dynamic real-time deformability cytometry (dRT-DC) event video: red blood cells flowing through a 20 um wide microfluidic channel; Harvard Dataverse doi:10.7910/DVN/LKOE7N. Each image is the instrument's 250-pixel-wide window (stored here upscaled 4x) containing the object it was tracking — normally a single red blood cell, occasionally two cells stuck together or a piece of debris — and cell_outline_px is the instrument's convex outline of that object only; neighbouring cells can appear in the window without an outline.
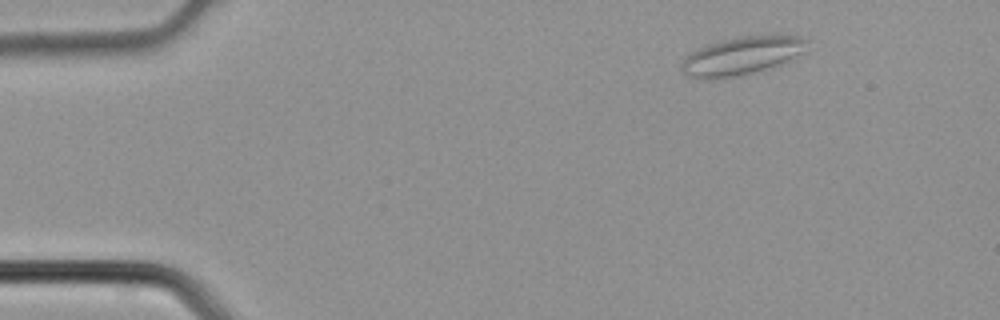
{"species": "common noctule bat (a hibernating species)", "species_latin": "Nyctalus noctula", "temperature_condition": "cold", "stored_images_in_passage": 4, "camera_frame_rate_fps": 3000, "um_per_image_px": 0.085, "animal": {"sex": "male", "body_mass_g": 21.5, "forearm_length_mm": 52.0}, "frame": {"image": 1, "passage_image": 1, "time_ms": 0.0, "image_size_px": [1000, 320], "cell_outline_px": [[808, 40], [796, 60], [740, 76], [688, 76], [680, 68], [680, 64], [692, 52], [704, 44], [720, 40], [740, 36], [776, 32], [800, 36]], "centroid_in_image_um": [63.18, 4.66], "position_along_channel_um": 21.8, "area_um2": 28.09}}